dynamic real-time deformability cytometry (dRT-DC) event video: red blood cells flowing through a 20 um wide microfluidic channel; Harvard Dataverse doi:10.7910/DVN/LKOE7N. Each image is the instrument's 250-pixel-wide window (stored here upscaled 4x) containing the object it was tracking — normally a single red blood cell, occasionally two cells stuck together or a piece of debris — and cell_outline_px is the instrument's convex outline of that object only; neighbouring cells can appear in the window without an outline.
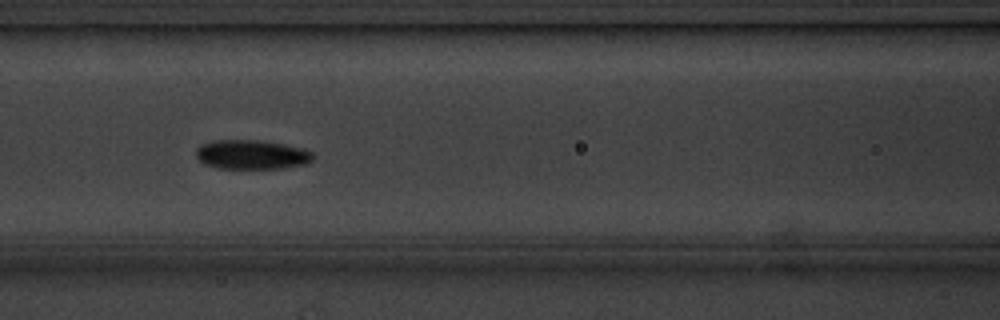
{"species": "common noctule bat (a hibernating species)", "species_latin": "Nyctalus noctula", "temperature_condition": "cold", "stored_images_in_passage": 9, "camera_frame_rate_fps": 3000, "um_per_image_px": 0.085, "animal": {"sex": "male", "body_mass_g": 20.1, "forearm_length_mm": 53.5}, "frame": {"image": 1, "passage_image": 7, "time_ms": 6.667, "image_size_px": [1000, 320], "cell_outline_px": [[312, 160], [304, 164], [284, 168], [216, 168], [204, 164], [196, 156], [196, 148], [200, 144], [216, 140], [260, 140], [284, 144], [304, 148], [312, 152]], "centroid_in_image_um": [21.37, 13.13], "position_along_channel_um": 145.2, "area_um2": 20.0}}